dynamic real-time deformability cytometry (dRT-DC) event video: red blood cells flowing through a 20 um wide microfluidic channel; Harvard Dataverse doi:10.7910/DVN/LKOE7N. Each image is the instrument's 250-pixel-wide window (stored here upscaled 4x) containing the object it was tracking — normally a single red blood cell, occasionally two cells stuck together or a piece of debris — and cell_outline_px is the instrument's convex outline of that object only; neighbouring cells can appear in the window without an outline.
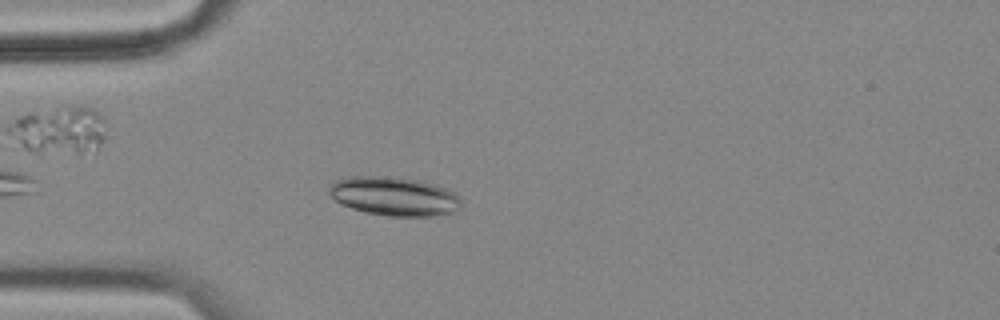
{"species": "common noctule bat (a hibernating species)", "species_latin": "Nyctalus noctula", "temperature_condition": "cold", "stored_images_in_passage": 29, "camera_frame_rate_fps": 3000, "um_per_image_px": 0.085, "animal": {"sex": "female", "body_mass_g": 18.4}, "frame": {"image": 1, "passage_image": 5, "time_ms": 1.333, "image_size_px": [1000, 320], "cell_outline_px": [[464, 204], [460, 208], [452, 212], [432, 216], [388, 216], [364, 212], [340, 204], [328, 192], [328, 184], [336, 180], [352, 176], [400, 176], [420, 180], [436, 184], [448, 188], [456, 192], [460, 196]], "centroid_in_image_um": [33.55, 16.66], "position_along_channel_um": 51.5, "area_um2": 30.63}}
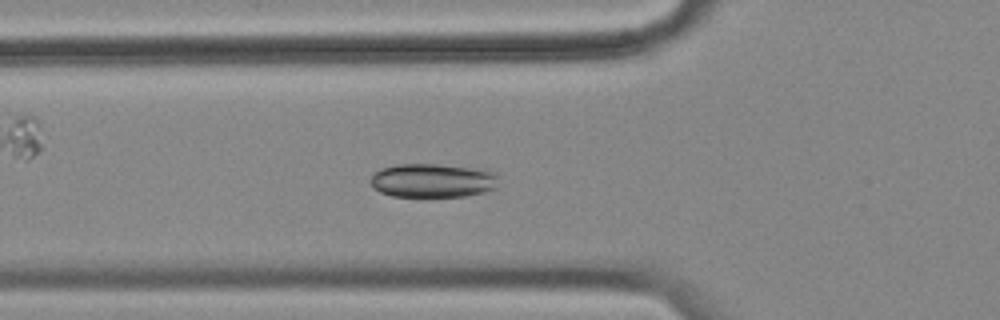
{"frame": {"image": 2, "passage_image": 9, "time_ms": 2.667, "image_size_px": [1000, 320], "cell_outline_px": [[496, 188], [484, 192], [464, 196], [392, 196], [380, 192], [372, 188], [368, 180], [380, 168], [396, 164], [440, 164], [496, 172]], "centroid_in_image_um": [36.7, 15.34], "position_along_channel_um": 89.1, "area_um2": 25.2}, "authors_computed_cell_mechanics": {"area_um2": 23.2934, "velocity_mm_per_s": 3.5426, "shape_relaxation_time_tau1_ms": null, "shape_relaxation_time_tau2_ms": 1.4017, "deformation_change_tau1": null, "deformation_change_tau2": 0.087}}